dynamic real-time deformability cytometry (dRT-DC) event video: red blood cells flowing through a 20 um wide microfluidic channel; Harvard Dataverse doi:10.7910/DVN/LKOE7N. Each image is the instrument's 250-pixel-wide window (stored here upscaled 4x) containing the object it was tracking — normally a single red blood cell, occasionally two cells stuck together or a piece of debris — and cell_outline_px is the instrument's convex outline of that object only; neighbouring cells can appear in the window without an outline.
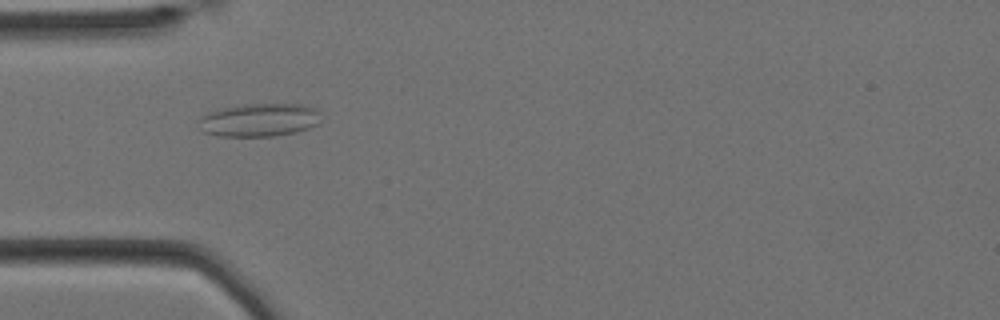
{"species": "Egyptian fruit bat (a non-hibernating species)", "species_latin": "Rousettus aegyptiacus", "temperature_condition": "cold", "stored_images_in_passage": 58, "camera_frame_rate_fps": 3000, "um_per_image_px": 0.085, "animal": {"sex": "female"}, "frame": {"image": 1, "passage_image": 17, "time_ms": 5.333, "image_size_px": [1000, 320], "cell_outline_px": [[320, 124], [296, 132], [272, 136], [216, 136], [204, 132], [200, 120], [208, 112], [220, 108], [244, 104], [308, 104], [316, 108], [320, 112]], "centroid_in_image_um": [22.12, 10.18], "position_along_channel_um": 62.9, "area_um2": 23.7}}
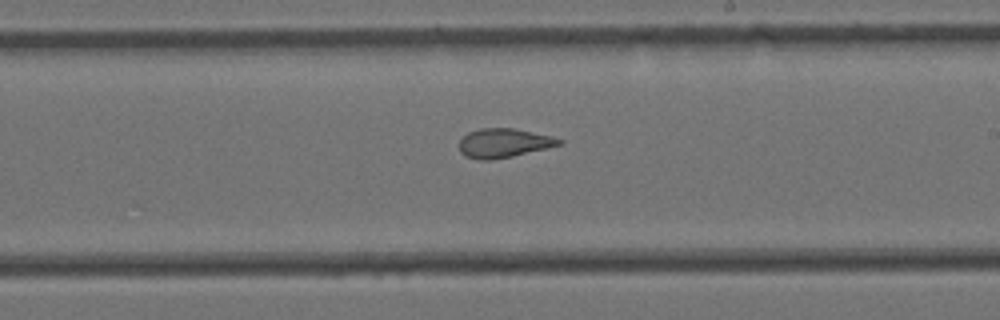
{"frame": {"image": 2, "passage_image": 33, "time_ms": 10.667, "image_size_px": [1000, 320], "cell_outline_px": [[564, 144], [512, 156], [492, 160], [480, 160], [464, 156], [460, 152], [460, 140], [468, 132], [480, 128], [512, 128], [552, 136], [564, 140]], "centroid_in_image_um": [42.83, 12.16], "position_along_channel_um": 246.2, "area_um2": 16.94}}
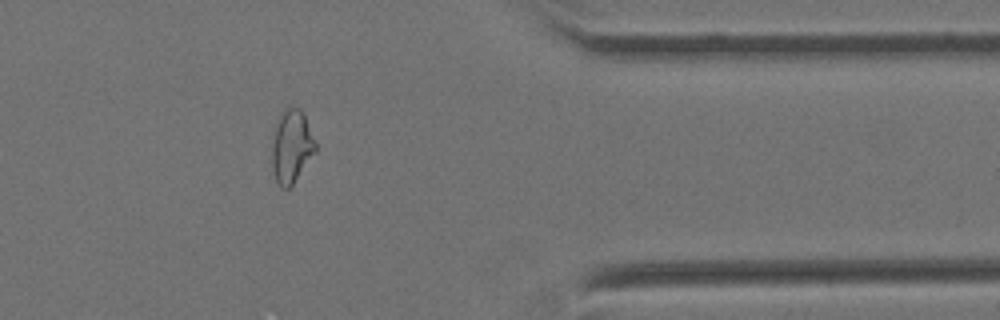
{"frame": {"image": 3, "passage_image": 47, "time_ms": 15.333, "image_size_px": [1000, 320], "cell_outline_px": [[316, 152], [292, 184], [288, 188], [280, 188], [276, 180], [272, 168], [272, 148], [276, 128], [280, 116], [284, 108], [300, 108], [304, 112], [316, 144]], "centroid_in_image_um": [24.8, 12.45], "position_along_channel_um": 386.6, "area_um2": 18.21}, "authors_computed_cell_mechanics": {"area_um2": 19.5364, "velocity_mm_per_s": 3.4339, "shape_relaxation_time_tau1_ms": null, "shape_relaxation_time_tau2_ms": 2.2196, "deformation_change_tau1": null, "deformation_change_tau2": 0.1083}}